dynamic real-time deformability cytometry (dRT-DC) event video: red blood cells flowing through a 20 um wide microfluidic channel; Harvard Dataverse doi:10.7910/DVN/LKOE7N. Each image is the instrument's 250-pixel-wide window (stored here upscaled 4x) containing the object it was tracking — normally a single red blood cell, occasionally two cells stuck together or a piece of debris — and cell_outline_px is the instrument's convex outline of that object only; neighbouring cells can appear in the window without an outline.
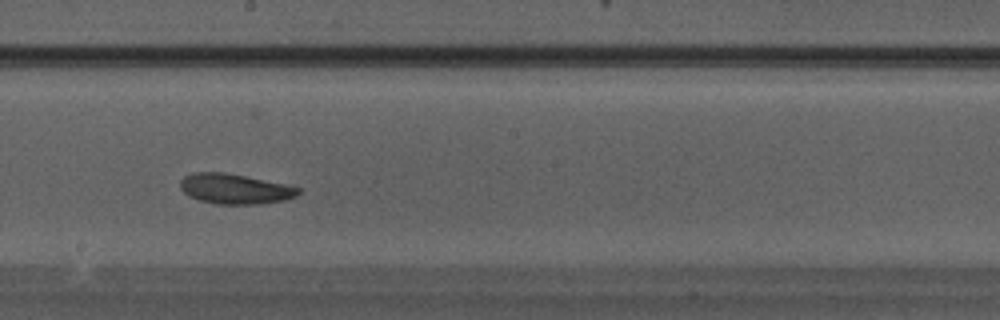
{"species": "Egyptian fruit bat (a non-hibernating species)", "species_latin": "Rousettus aegyptiacus", "temperature_condition": "warm", "stored_images_in_passage": 26, "camera_frame_rate_fps": 3000, "um_per_image_px": 0.085, "animal": {"sex": "male"}, "frame": {"image": 1, "passage_image": 12, "time_ms": 3.667, "image_size_px": [1000, 320], "cell_outline_px": [[300, 192], [296, 196], [284, 200], [260, 204], [216, 204], [200, 200], [188, 196], [180, 188], [180, 180], [184, 176], [192, 172], [224, 172], [284, 184], [300, 188]], "centroid_in_image_um": [19.93, 16.05], "position_along_channel_um": 228.3, "area_um2": 20.63}}
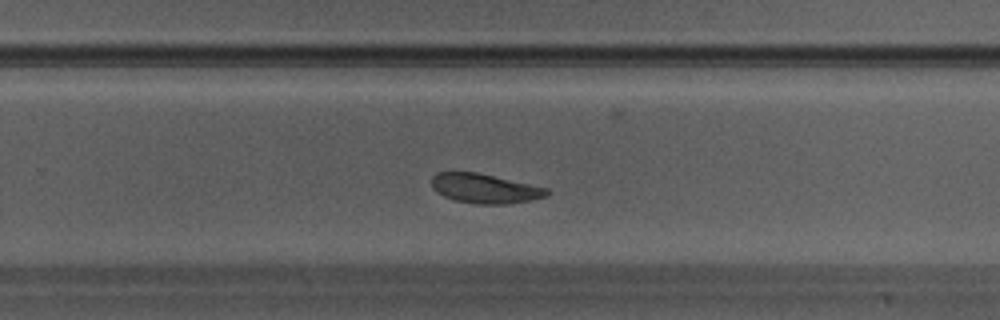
{"frame": {"image": 2, "passage_image": 15, "time_ms": 4.667, "image_size_px": [1000, 320], "cell_outline_px": [[552, 192], [548, 196], [532, 200], [508, 204], [476, 204], [452, 200], [436, 192], [432, 188], [432, 176], [436, 172], [476, 172], [548, 188]], "centroid_in_image_um": [41.22, 16.03], "position_along_channel_um": 288.6, "area_um2": 20.0}}